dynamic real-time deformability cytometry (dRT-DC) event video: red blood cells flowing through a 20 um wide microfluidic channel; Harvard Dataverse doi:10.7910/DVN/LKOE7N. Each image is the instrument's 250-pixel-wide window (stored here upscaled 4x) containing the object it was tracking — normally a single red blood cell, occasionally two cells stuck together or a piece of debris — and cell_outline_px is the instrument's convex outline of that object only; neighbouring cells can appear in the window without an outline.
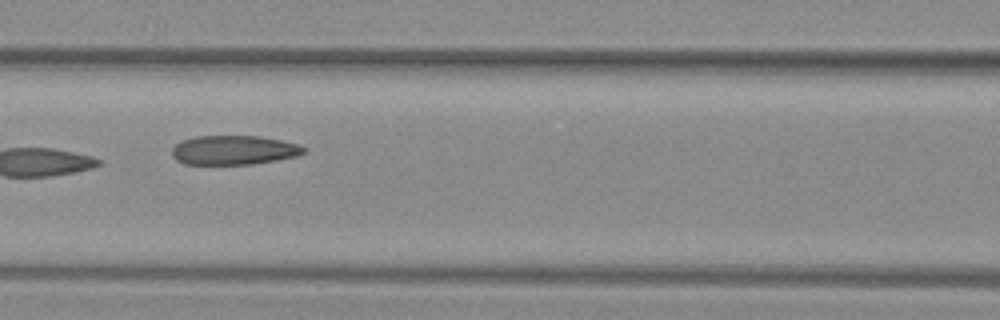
{"species": "common noctule bat (a hibernating species)", "species_latin": "Nyctalus noctula", "temperature_condition": "warm", "stored_images_in_passage": 9, "camera_frame_rate_fps": 3000, "um_per_image_px": 0.085, "animal": {"sex": "female", "body_mass_g": 29.2, "forearm_length_mm": 56.3}, "frame": {"image": 1, "passage_image": 7, "time_ms": 2.0, "image_size_px": [1000, 320], "cell_outline_px": [[304, 152], [296, 156], [276, 160], [252, 164], [184, 164], [176, 160], [172, 156], [172, 148], [176, 144], [184, 140], [196, 136], [260, 136], [300, 144], [304, 148]], "centroid_in_image_um": [19.86, 12.76], "position_along_channel_um": 146.7, "area_um2": 22.37}}
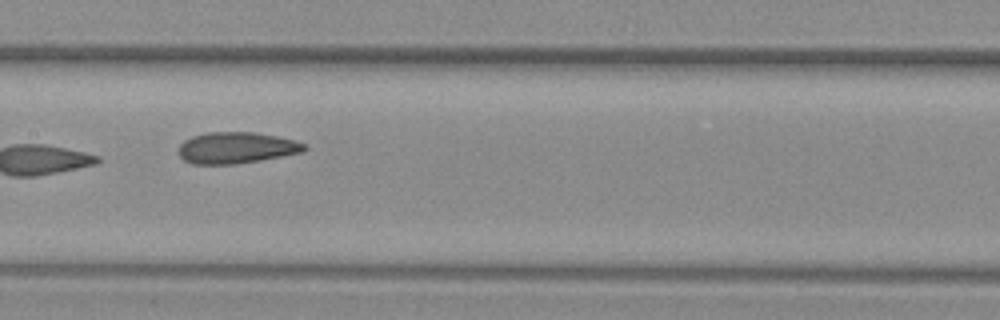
{"frame": {"image": 2, "passage_image": 8, "time_ms": 2.333, "image_size_px": [1000, 320], "cell_outline_px": [[308, 148], [304, 152], [260, 160], [236, 164], [192, 164], [184, 160], [176, 152], [180, 144], [184, 140], [192, 136], [208, 132], [256, 132], [296, 140], [304, 144]], "centroid_in_image_um": [20.07, 12.56], "position_along_channel_um": 187.3, "area_um2": 23.18}}
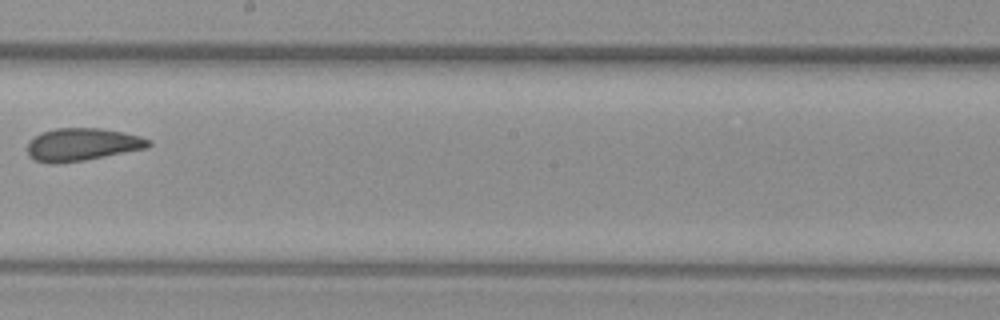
{"frame": {"image": 3, "passage_image": 9, "time_ms": 2.667, "image_size_px": [1000, 320], "cell_outline_px": [[152, 144], [148, 148], [84, 160], [60, 164], [48, 164], [36, 160], [28, 156], [28, 140], [40, 132], [56, 128], [100, 128], [124, 132], [140, 136], [152, 140]], "centroid_in_image_um": [6.98, 12.28], "position_along_channel_um": 241.2, "area_um2": 23.41}}